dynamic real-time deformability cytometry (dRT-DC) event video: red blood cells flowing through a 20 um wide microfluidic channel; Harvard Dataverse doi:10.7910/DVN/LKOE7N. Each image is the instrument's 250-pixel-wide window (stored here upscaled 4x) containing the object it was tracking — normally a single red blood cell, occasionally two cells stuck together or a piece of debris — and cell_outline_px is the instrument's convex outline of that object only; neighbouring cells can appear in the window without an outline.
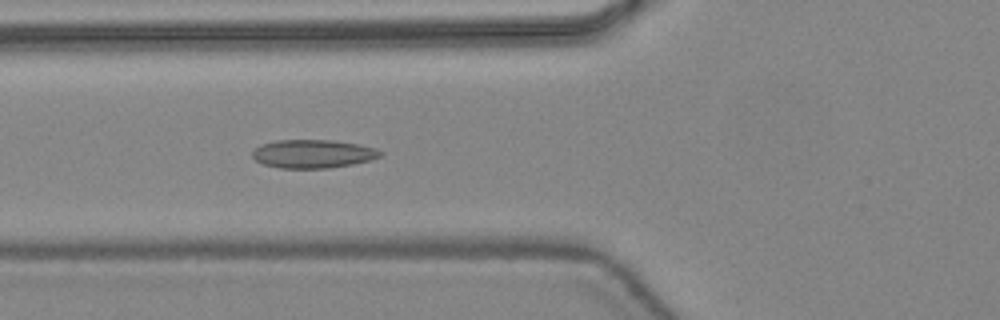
{"species": "common noctule bat (a hibernating species)", "species_latin": "Nyctalus noctula", "temperature_condition": "warm", "stored_images_in_passage": 47, "camera_frame_rate_fps": 3000, "um_per_image_px": 0.085, "animal": {"sex": "female", "body_mass_g": 24.6, "forearm_length_mm": 56.2}, "frame": {"image": 1, "passage_image": 19, "time_ms": 6.0, "image_size_px": [1000, 320], "cell_outline_px": [[384, 152], [380, 156], [372, 160], [352, 164], [328, 168], [280, 168], [264, 164], [256, 160], [252, 156], [252, 152], [260, 144], [276, 140], [336, 140], [376, 148]], "centroid_in_image_um": [26.61, 13.07], "position_along_channel_um": 99.2, "area_um2": 21.21}}
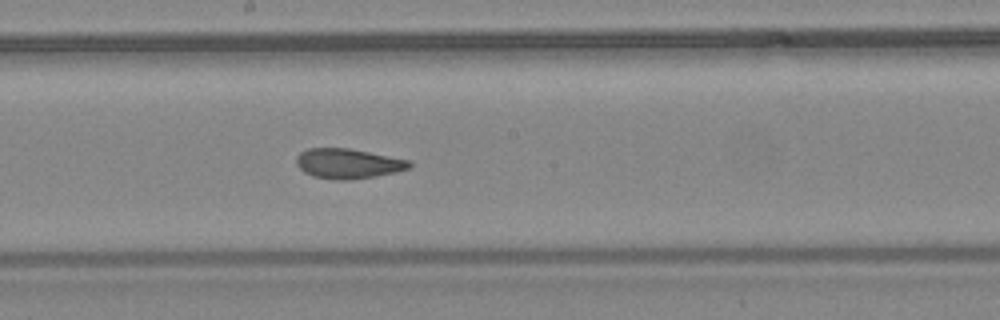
{"frame": {"image": 2, "passage_image": 27, "time_ms": 8.667, "image_size_px": [1000, 320], "cell_outline_px": [[412, 168], [396, 172], [376, 176], [352, 180], [336, 180], [312, 176], [304, 172], [296, 164], [296, 156], [300, 152], [308, 148], [348, 148], [412, 160]], "centroid_in_image_um": [29.61, 13.91], "position_along_channel_um": 218.6, "area_um2": 20.0}}
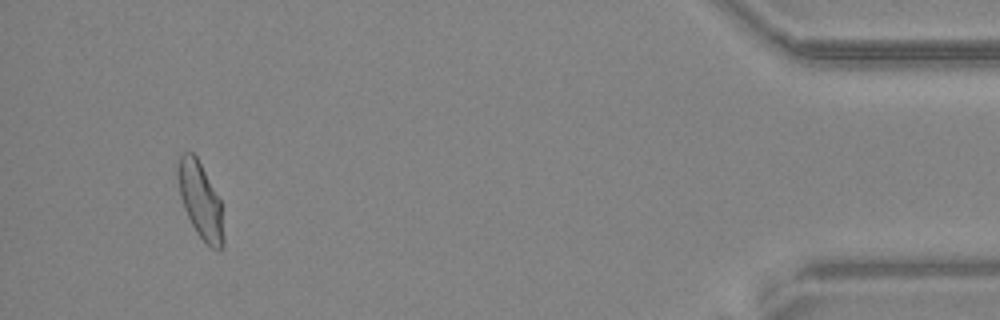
{"frame": {"image": 3, "passage_image": 45, "time_ms": 14.667, "image_size_px": [1000, 320], "cell_outline_px": [[224, 244], [220, 248], [212, 248], [196, 232], [184, 208], [180, 196], [176, 180], [176, 172], [180, 156], [184, 152], [192, 152], [196, 156], [220, 200], [224, 236]], "centroid_in_image_um": [17.01, 17.02], "position_along_channel_um": 418.2, "area_um2": 19.94}, "authors_computed_cell_mechanics": {"area_um2": 20.4034, "velocity_mm_per_s": 4.4542, "shape_relaxation_time_tau1_ms": 11.1716, "shape_relaxation_time_tau2_ms": 1.7363, "deformation_change_tau1": 0.2388, "deformation_change_tau2": 0.0726}}